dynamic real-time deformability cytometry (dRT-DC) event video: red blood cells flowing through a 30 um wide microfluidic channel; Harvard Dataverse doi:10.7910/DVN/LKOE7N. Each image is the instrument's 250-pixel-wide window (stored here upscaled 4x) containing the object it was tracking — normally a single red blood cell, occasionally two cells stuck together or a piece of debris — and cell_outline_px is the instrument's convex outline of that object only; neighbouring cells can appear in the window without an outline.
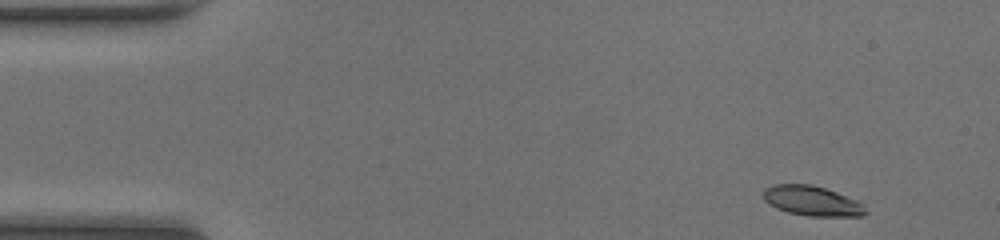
{"species": "common noctule bat (a hibernating species)", "species_latin": "Nyctalus noctula", "temperature_condition": "room temperature", "stored_images_in_passage": 45, "camera_frame_rate_fps": 3000, "um_per_image_px": 0.085, "animal": {"sex": "female", "body_mass_g": 20.0, "forearm_length_mm": 54.0}, "frame": {"image": 1, "passage_image": 1, "time_ms": 0.0, "image_size_px": [1000, 240], "cell_outline_px": [[868, 212], [864, 216], [808, 216], [788, 212], [776, 208], [764, 200], [764, 188], [772, 184], [812, 184], [836, 192], [856, 200], [864, 204]], "centroid_in_image_um": [69.04, 17.08], "position_along_channel_um": 16.0, "area_um2": 17.86}}
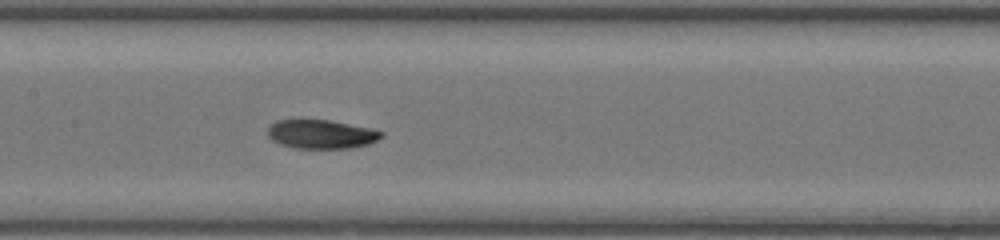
{"frame": {"image": 2, "passage_image": 20, "time_ms": 6.333, "image_size_px": [1000, 240], "cell_outline_px": [[384, 136], [368, 144], [348, 148], [296, 148], [280, 144], [272, 140], [268, 136], [268, 128], [276, 120], [328, 120], [368, 128], [384, 132]], "centroid_in_image_um": [27.29, 11.41], "position_along_channel_um": 180.1, "area_um2": 18.84}}
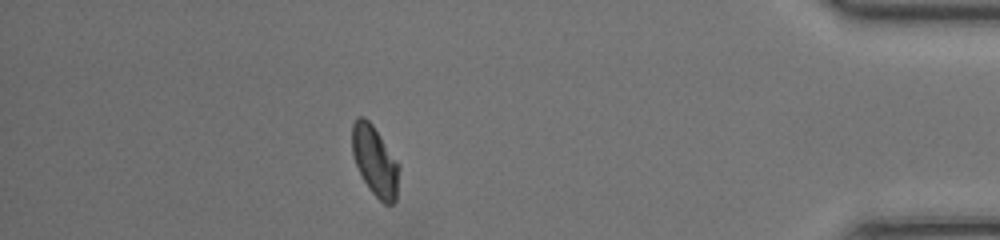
{"frame": {"image": 3, "passage_image": 39, "time_ms": 12.667, "image_size_px": [1000, 240], "cell_outline_px": [[400, 168], [396, 200], [392, 204], [384, 204], [372, 192], [364, 180], [356, 164], [352, 152], [352, 124], [356, 116], [364, 116], [372, 124], [400, 164]], "centroid_in_image_um": [31.88, 13.66], "position_along_channel_um": 403.3, "area_um2": 19.13}, "authors_computed_cell_mechanics": {"area_um2": 18.9584, "velocity_mm_per_s": 4.286, "shape_relaxation_time_tau1_ms": 2.4069, "shape_relaxation_time_tau2_ms": 2.4806, "deformation_change_tau1": 0.1236, "deformation_change_tau2": 0.0734}}